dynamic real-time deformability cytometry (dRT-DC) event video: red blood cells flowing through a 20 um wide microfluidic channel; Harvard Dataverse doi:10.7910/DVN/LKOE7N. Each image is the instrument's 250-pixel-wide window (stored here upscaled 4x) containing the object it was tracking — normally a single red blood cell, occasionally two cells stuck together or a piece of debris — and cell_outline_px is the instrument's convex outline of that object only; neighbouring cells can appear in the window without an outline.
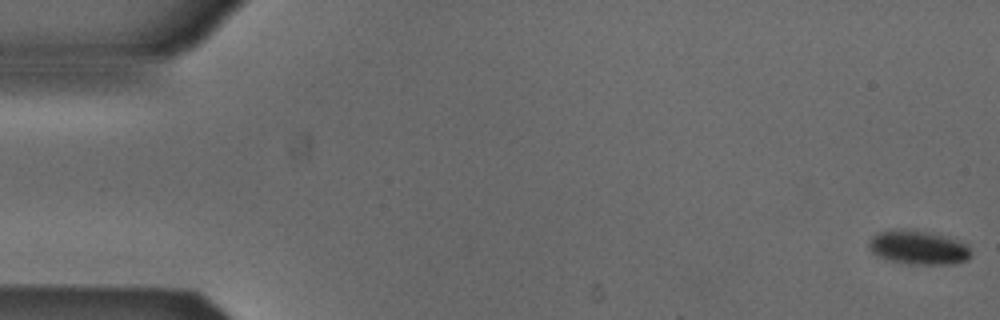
{"species": "Egyptian fruit bat (a non-hibernating species)", "species_latin": "Rousettus aegyptiacus", "temperature_condition": "cold", "stored_images_in_passage": 5, "camera_frame_rate_fps": 3000, "um_per_image_px": 0.085, "animal": {"sex": "male"}, "frame": {"image": 1, "passage_image": 1, "time_ms": 0.0, "image_size_px": [1000, 320], "cell_outline_px": [[972, 256], [968, 260], [952, 264], [912, 264], [892, 260], [880, 256], [872, 252], [868, 248], [868, 240], [876, 232], [900, 228], [928, 232], [948, 236], [968, 244], [972, 252]], "centroid_in_image_um": [78.09, 21.02], "position_along_channel_um": 6.9, "area_um2": 20.46}}
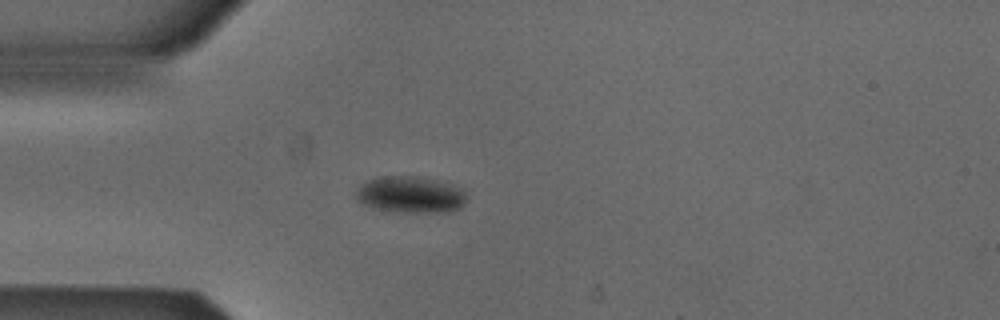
{"frame": {"image": 2, "passage_image": 5, "time_ms": 1.333, "image_size_px": [1000, 320], "cell_outline_px": [[468, 196], [464, 204], [460, 208], [444, 212], [396, 212], [372, 208], [356, 200], [356, 192], [360, 184], [368, 180], [380, 176], [420, 176], [444, 180], [460, 188]], "centroid_in_image_um": [34.9, 16.53], "position_along_channel_um": 50.1, "area_um2": 24.04}}